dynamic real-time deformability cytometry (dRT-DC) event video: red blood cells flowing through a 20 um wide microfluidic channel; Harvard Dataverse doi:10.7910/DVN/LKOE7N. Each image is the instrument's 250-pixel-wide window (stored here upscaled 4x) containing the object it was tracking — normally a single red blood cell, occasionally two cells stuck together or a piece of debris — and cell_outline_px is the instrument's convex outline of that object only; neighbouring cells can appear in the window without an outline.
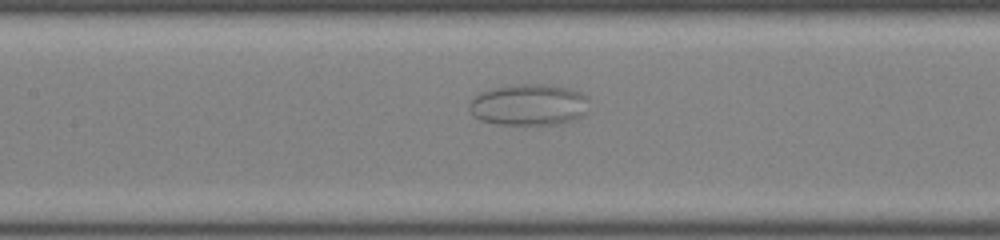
{"species": "common noctule bat (a hibernating species)", "species_latin": "Nyctalus noctula", "temperature_condition": "room temperature", "stored_images_in_passage": 38, "camera_frame_rate_fps": 3000, "um_per_image_px": 0.085, "animal": {"sex": "male", "body_mass_g": 19.0, "forearm_length_mm": 50.8}, "frame": {"image": 1, "passage_image": 12, "time_ms": 3.667, "image_size_px": [1000, 240], "cell_outline_px": [[584, 96], [580, 116], [564, 124], [500, 124], [480, 120], [472, 112], [468, 104], [480, 92], [492, 88], [524, 84], [552, 84], [568, 88]], "centroid_in_image_um": [44.86, 8.9], "position_along_channel_um": 162.5, "area_um2": 27.98}}
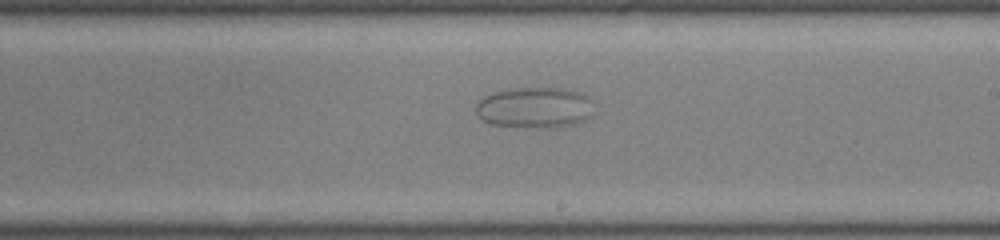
{"frame": {"image": 2, "passage_image": 18, "time_ms": 5.667, "image_size_px": [1000, 240], "cell_outline_px": [[592, 116], [584, 120], [568, 124], [492, 124], [484, 120], [476, 112], [476, 104], [484, 96], [492, 92], [512, 88], [564, 88], [576, 92], [584, 96]], "centroid_in_image_um": [45.34, 9.07], "position_along_channel_um": 243.7, "area_um2": 26.13}}
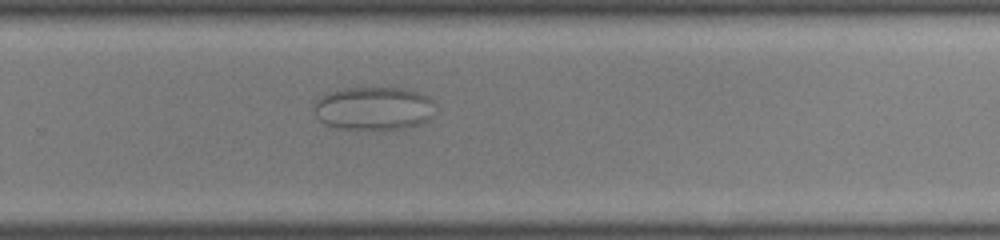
{"frame": {"image": 3, "passage_image": 22, "time_ms": 7.0, "image_size_px": [1000, 240], "cell_outline_px": [[432, 116], [428, 120], [404, 128], [336, 128], [324, 124], [320, 120], [316, 112], [316, 104], [328, 92], [344, 88], [404, 88], [420, 92], [428, 96], [432, 100]], "centroid_in_image_um": [31.79, 9.19], "position_along_channel_um": 298.0, "area_um2": 29.88}}